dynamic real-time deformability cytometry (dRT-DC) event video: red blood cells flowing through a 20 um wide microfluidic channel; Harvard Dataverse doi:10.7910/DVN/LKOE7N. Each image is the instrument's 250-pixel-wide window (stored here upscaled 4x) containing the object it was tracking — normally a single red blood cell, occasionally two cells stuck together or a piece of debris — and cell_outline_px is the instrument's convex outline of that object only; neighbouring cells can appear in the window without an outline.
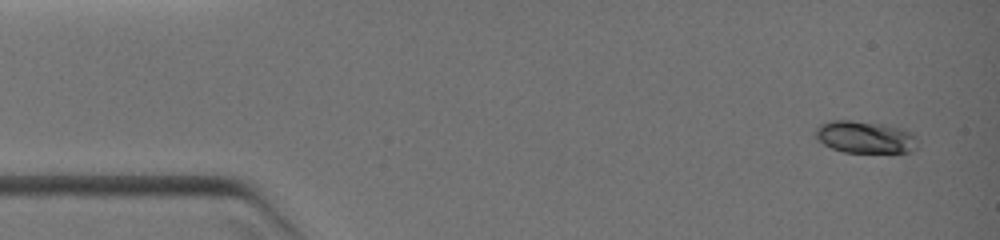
{"species": "common noctule bat (a hibernating species)", "species_latin": "Nyctalus noctula", "temperature_condition": "warm", "stored_images_in_passage": 6, "camera_frame_rate_fps": 3000, "um_per_image_px": 0.085, "animal": {"sex": "female", "body_mass_g": 19.0, "forearm_length_mm": 51.5}, "frame": {"image": 1, "passage_image": 1, "time_ms": 0.0, "image_size_px": [1000, 240], "cell_outline_px": [[916, 148], [912, 152], [844, 152], [832, 148], [824, 144], [816, 136], [816, 128], [820, 124], [832, 120], [852, 120], [884, 124], [904, 128], [912, 132], [916, 136]], "centroid_in_image_um": [73.57, 11.64], "position_along_channel_um": 11.4, "area_um2": 19.19}}
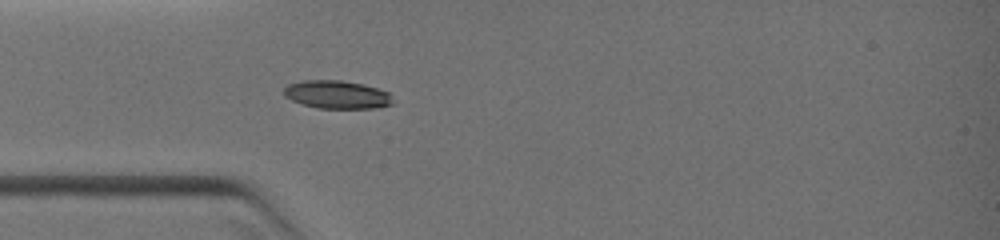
{"frame": {"image": 2, "passage_image": 6, "time_ms": 3.0, "image_size_px": [1000, 240], "cell_outline_px": [[392, 104], [376, 108], [316, 108], [292, 100], [284, 96], [284, 88], [288, 84], [304, 80], [340, 80], [364, 84], [392, 92]], "centroid_in_image_um": [28.68, 8.03], "position_along_channel_um": 56.3, "area_um2": 17.98}}